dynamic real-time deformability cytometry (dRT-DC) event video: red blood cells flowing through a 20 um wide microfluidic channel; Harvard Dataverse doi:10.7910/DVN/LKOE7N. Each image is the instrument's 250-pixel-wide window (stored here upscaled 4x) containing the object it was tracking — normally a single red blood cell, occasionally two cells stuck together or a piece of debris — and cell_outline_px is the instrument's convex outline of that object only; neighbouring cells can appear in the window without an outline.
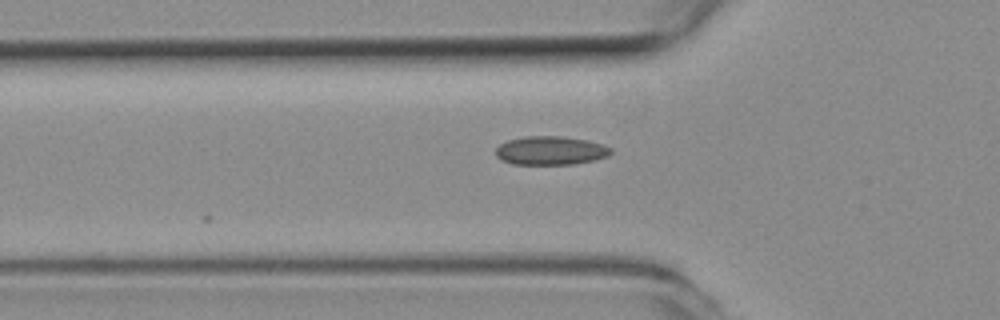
{"species": "common noctule bat (a hibernating species)", "species_latin": "Nyctalus noctula", "temperature_condition": "room temperature", "stored_images_in_passage": 5, "camera_frame_rate_fps": 3000, "um_per_image_px": 0.085, "animal": {"sex": "female", "body_mass_g": 19.3, "forearm_length_mm": 54.1}, "frame": {"image": 1, "passage_image": 5, "time_ms": 1.333, "image_size_px": [1000, 320], "cell_outline_px": [[612, 152], [608, 156], [592, 160], [572, 164], [512, 164], [500, 160], [496, 156], [496, 148], [500, 144], [508, 140], [524, 136], [560, 136], [588, 140], [604, 144], [612, 148]], "centroid_in_image_um": [46.79, 12.79], "position_along_channel_um": 79.0, "area_um2": 19.31}}